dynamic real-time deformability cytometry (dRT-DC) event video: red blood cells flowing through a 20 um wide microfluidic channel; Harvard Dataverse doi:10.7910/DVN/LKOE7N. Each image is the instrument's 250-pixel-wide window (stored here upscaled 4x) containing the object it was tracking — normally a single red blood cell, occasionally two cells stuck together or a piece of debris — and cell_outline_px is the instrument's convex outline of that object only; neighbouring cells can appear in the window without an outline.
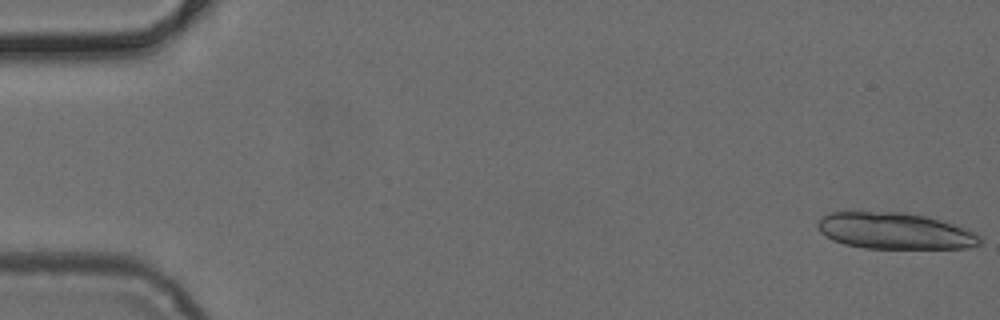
{"species": "common noctule bat (a hibernating species)", "species_latin": "Nyctalus noctula", "temperature_condition": "cold", "stored_images_in_passage": 26, "camera_frame_rate_fps": 3000, "um_per_image_px": 0.085, "animal": {"sex": "female", "body_mass_g": 24.6, "forearm_length_mm": 56.2}, "frame": {"image": 1, "passage_image": 1, "time_ms": 0.0, "image_size_px": [1000, 320], "cell_outline_px": [[984, 240], [980, 244], [968, 248], [864, 248], [844, 244], [832, 240], [824, 236], [816, 228], [816, 224], [824, 216], [832, 212], [904, 212], [928, 216], [952, 224], [972, 232], [980, 236]], "centroid_in_image_um": [76.04, 19.63], "position_along_channel_um": 9.0, "area_um2": 34.39}}
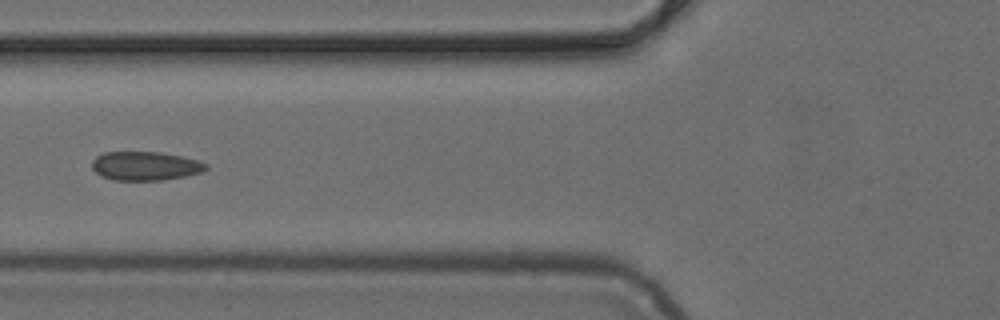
{"frame": {"image": 2, "passage_image": 20, "time_ms": 6.333, "image_size_px": [1000, 320], "cell_outline_px": [[208, 168], [200, 172], [184, 176], [164, 180], [116, 180], [100, 176], [92, 168], [92, 160], [96, 156], [104, 152], [160, 152], [184, 156], [208, 164]], "centroid_in_image_um": [12.34, 14.1], "position_along_channel_um": 113.5, "area_um2": 19.19}}
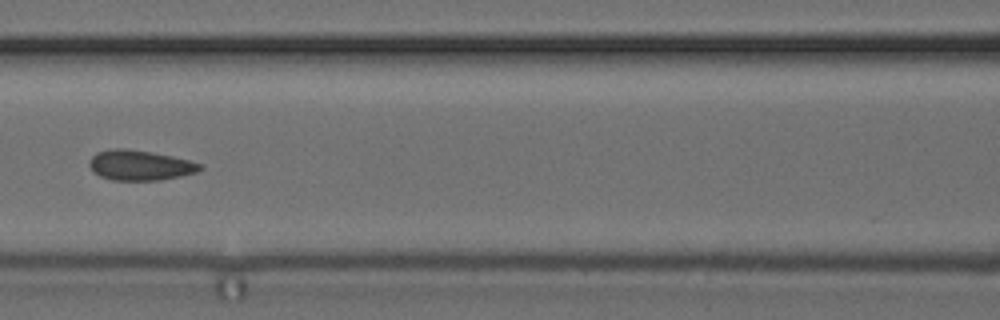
{"frame": {"image": 3, "passage_image": 23, "time_ms": 7.333, "image_size_px": [1000, 320], "cell_outline_px": [[204, 168], [196, 172], [180, 176], [160, 180], [112, 180], [100, 176], [92, 172], [88, 164], [88, 160], [96, 152], [112, 148], [124, 148], [152, 152], [172, 156], [204, 164]], "centroid_in_image_um": [11.87, 14.04], "position_along_channel_um": 154.7, "area_um2": 19.65}}